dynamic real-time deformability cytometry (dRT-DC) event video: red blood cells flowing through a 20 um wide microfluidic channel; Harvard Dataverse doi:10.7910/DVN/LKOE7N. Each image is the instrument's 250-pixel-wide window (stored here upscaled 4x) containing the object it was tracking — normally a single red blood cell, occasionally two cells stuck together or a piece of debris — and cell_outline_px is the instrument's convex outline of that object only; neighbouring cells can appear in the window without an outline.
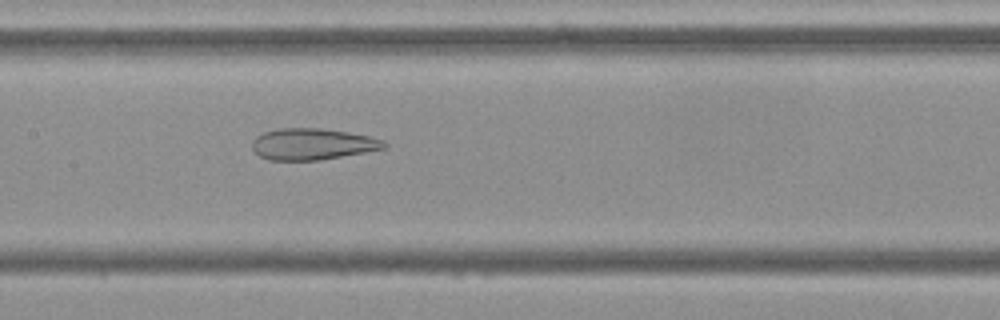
{"species": "Egyptian fruit bat (a non-hibernating species)", "species_latin": "Rousettus aegyptiacus", "temperature_condition": "cold", "stored_images_in_passage": 54, "camera_frame_rate_fps": 3000, "um_per_image_px": 0.085, "frame": {"image": 1, "passage_image": 26, "time_ms": 8.333, "image_size_px": [1000, 320], "cell_outline_px": [[388, 148], [320, 160], [268, 160], [260, 156], [252, 148], [252, 140], [256, 136], [264, 132], [276, 128], [320, 128], [348, 132], [368, 136], [384, 140], [388, 144]], "centroid_in_image_um": [26.56, 12.24], "position_along_channel_um": 180.8, "area_um2": 24.28}}
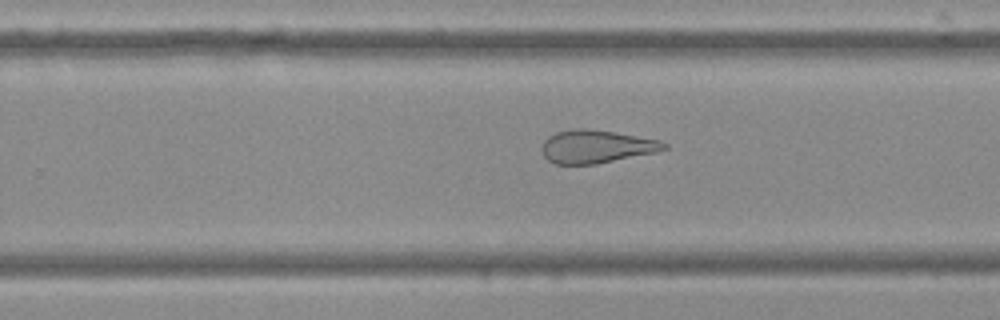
{"frame": {"image": 2, "passage_image": 34, "time_ms": 11.0, "image_size_px": [1000, 320], "cell_outline_px": [[668, 148], [656, 152], [596, 164], [556, 164], [548, 160], [544, 156], [540, 148], [544, 140], [548, 136], [556, 132], [572, 128], [588, 128], [660, 140], [668, 144]], "centroid_in_image_um": [50.65, 12.45], "position_along_channel_um": 279.1, "area_um2": 23.58}}
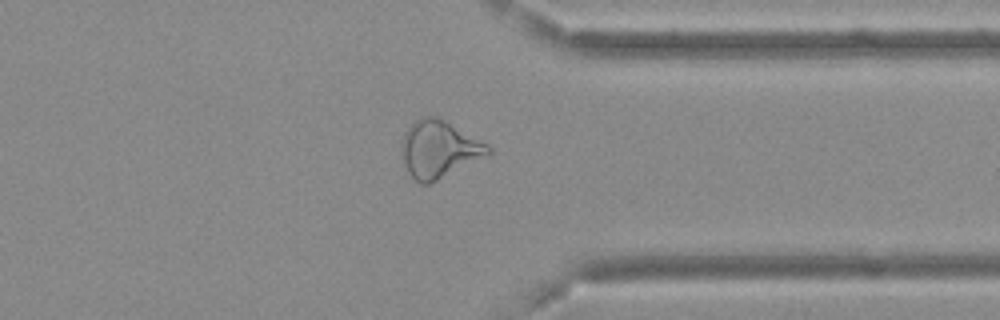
{"frame": {"image": 3, "passage_image": 42, "time_ms": 13.667, "image_size_px": [1000, 320], "cell_outline_px": [[492, 152], [488, 156], [428, 184], [420, 184], [408, 172], [404, 164], [400, 148], [404, 132], [420, 116], [436, 116], [444, 120], [488, 144], [492, 148]], "centroid_in_image_um": [37.31, 12.68], "position_along_channel_um": 374.1, "area_um2": 28.78}}